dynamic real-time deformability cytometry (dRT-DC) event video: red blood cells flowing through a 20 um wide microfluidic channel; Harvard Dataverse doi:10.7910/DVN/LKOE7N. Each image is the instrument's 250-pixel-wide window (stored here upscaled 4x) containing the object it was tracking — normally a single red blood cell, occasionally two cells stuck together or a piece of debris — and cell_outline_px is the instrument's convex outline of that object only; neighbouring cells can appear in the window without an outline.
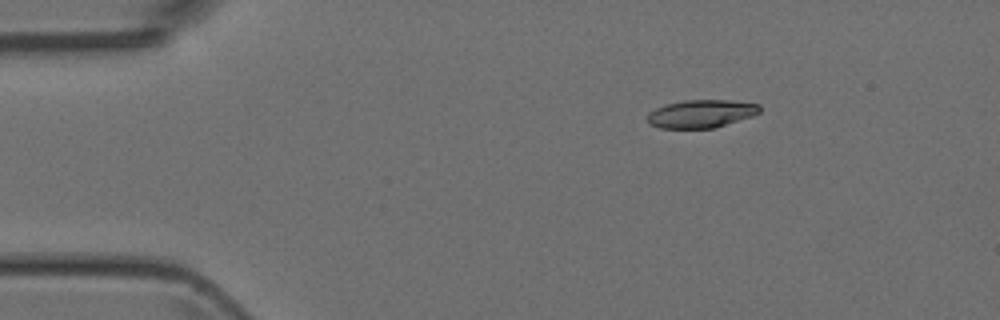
{"species": "Egyptian fruit bat (a non-hibernating species)", "species_latin": "Rousettus aegyptiacus", "temperature_condition": "room temperature", "stored_images_in_passage": 4, "camera_frame_rate_fps": 3000, "um_per_image_px": 0.085, "animal": {"sex": "female"}, "frame": {"image": 1, "passage_image": 2, "time_ms": 2.0, "image_size_px": [1000, 320], "cell_outline_px": [[760, 112], [752, 116], [716, 128], [660, 128], [652, 124], [648, 120], [648, 112], [656, 108], [668, 104], [684, 100], [732, 100], [760, 104]], "centroid_in_image_um": [59.64, 9.66], "position_along_channel_um": 25.4, "area_um2": 18.26}}
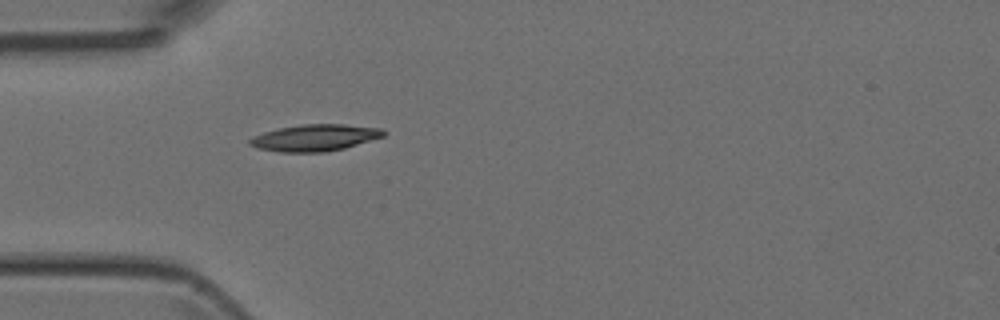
{"frame": {"image": 2, "passage_image": 4, "time_ms": 4.333, "image_size_px": [1000, 320], "cell_outline_px": [[388, 132], [384, 136], [344, 148], [324, 152], [280, 152], [256, 148], [248, 144], [248, 140], [264, 132], [280, 128], [300, 124], [344, 124], [380, 128]], "centroid_in_image_um": [26.77, 11.7], "position_along_channel_um": 58.2, "area_um2": 20.69}}